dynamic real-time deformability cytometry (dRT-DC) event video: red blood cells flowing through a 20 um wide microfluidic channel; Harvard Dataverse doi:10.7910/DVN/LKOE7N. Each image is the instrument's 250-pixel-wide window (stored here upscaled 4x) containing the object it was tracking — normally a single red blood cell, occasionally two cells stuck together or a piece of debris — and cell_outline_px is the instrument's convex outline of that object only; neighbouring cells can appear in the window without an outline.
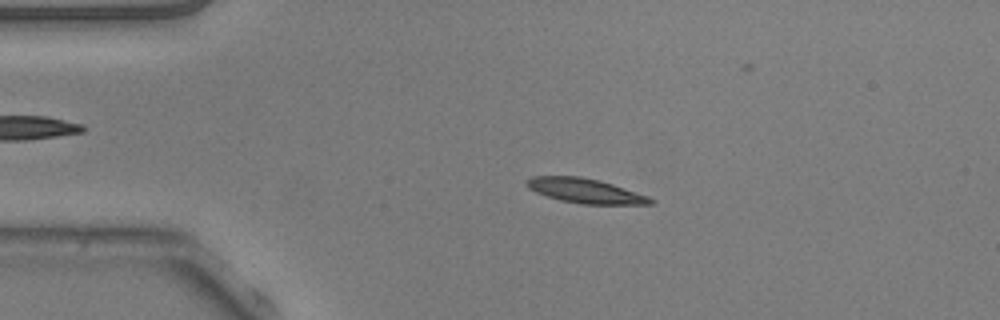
{"species": "common noctule bat (a hibernating species)", "species_latin": "Nyctalus noctula", "temperature_condition": "warm", "stored_images_in_passage": 11, "camera_frame_rate_fps": 3000, "um_per_image_px": 0.085, "animal": {"sex": "male", "body_mass_g": 20.5, "forearm_length_mm": 52.5}, "frame": {"image": 1, "passage_image": 5, "time_ms": 1.333, "image_size_px": [1000, 320], "cell_outline_px": [[656, 204], [580, 204], [560, 200], [536, 192], [528, 188], [524, 184], [524, 180], [532, 176], [580, 176], [600, 180], [648, 196], [656, 200]], "centroid_in_image_um": [49.73, 16.21], "position_along_channel_um": 35.3, "area_um2": 17.86}}